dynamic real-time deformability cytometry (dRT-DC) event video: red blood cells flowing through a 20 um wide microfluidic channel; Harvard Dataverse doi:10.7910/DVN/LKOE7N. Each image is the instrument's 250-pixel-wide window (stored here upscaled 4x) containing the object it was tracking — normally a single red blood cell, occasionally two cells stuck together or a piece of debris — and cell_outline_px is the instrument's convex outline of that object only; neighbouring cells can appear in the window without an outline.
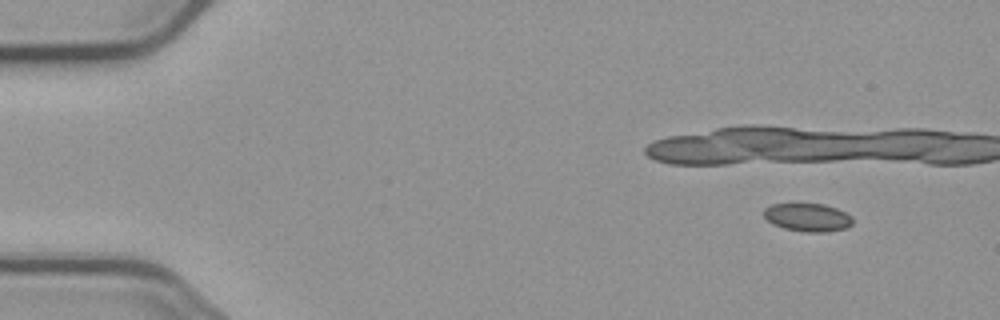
{"species": "common noctule bat (a hibernating species)", "species_latin": "Nyctalus noctula", "temperature_condition": "cold", "stored_images_in_passage": 10, "camera_frame_rate_fps": 3000, "um_per_image_px": 0.085, "animal": {"sex": "male", "body_mass_g": 23.1, "forearm_length_mm": 52.7}, "frame": {"image": 1, "passage_image": 1, "time_ms": 0.0, "image_size_px": [1000, 320], "cell_outline_px": [[852, 224], [848, 228], [824, 232], [804, 232], [784, 228], [772, 224], [764, 216], [764, 208], [772, 204], [824, 204], [836, 208], [852, 216]], "centroid_in_image_um": [68.66, 18.48], "position_along_channel_um": 16.3, "area_um2": 14.57}}